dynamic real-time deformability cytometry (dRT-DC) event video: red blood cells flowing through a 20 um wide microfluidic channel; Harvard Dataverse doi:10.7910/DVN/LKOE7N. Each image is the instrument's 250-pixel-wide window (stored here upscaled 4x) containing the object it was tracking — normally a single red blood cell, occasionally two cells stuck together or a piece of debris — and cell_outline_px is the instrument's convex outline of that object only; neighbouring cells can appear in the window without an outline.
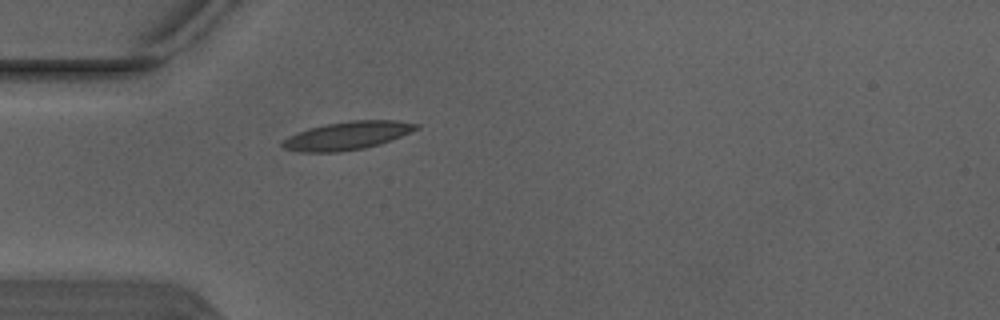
{"species": "Egyptian fruit bat (a non-hibernating species)", "species_latin": "Rousettus aegyptiacus", "temperature_condition": "warm", "stored_images_in_passage": 2, "camera_frame_rate_fps": 3000, "um_per_image_px": 0.085, "animal": {"sex": "male"}, "frame": {"image": 1, "passage_image": 2, "time_ms": 0.333, "image_size_px": [1000, 320], "cell_outline_px": [[420, 128], [380, 144], [364, 148], [340, 152], [300, 152], [284, 148], [280, 144], [288, 136], [308, 128], [324, 124], [352, 120], [396, 120], [420, 124]], "centroid_in_image_um": [29.52, 11.52], "position_along_channel_um": 55.5, "area_um2": 21.96}}